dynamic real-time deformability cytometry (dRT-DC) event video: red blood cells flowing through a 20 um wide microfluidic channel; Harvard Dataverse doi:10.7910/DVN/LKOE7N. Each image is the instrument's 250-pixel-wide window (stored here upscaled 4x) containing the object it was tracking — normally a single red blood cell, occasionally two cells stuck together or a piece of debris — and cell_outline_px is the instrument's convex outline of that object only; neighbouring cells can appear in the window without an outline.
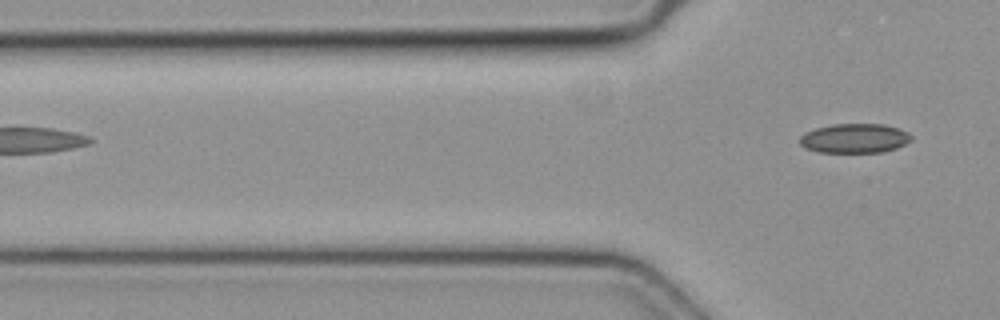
{"species": "common noctule bat (a hibernating species)", "species_latin": "Nyctalus noctula", "temperature_condition": "cold", "stored_images_in_passage": 2, "camera_frame_rate_fps": 3000, "um_per_image_px": 0.085, "animal": {"sex": "female", "body_mass_g": 19.3, "forearm_length_mm": 54.1}, "frame": {"image": 1, "passage_image": 2, "time_ms": 0.333, "image_size_px": [1000, 320], "cell_outline_px": [[912, 140], [896, 148], [884, 152], [820, 152], [804, 148], [800, 144], [800, 136], [804, 132], [816, 128], [832, 124], [884, 124], [908, 132], [912, 136]], "centroid_in_image_um": [72.63, 11.76], "position_along_channel_um": 53.2, "area_um2": 19.13}}